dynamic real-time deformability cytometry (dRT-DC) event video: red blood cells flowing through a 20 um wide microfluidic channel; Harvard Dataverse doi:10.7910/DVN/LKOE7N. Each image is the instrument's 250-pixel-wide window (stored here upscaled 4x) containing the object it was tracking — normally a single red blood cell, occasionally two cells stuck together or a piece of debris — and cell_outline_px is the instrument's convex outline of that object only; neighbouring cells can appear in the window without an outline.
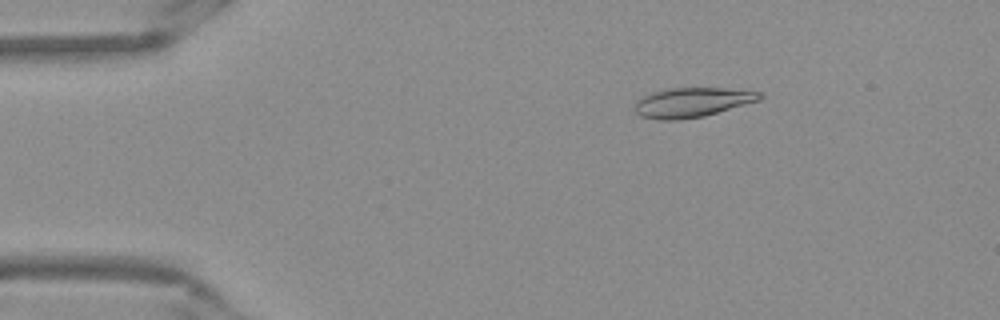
{"species": "Egyptian fruit bat (a non-hibernating species)", "species_latin": "Rousettus aegyptiacus", "temperature_condition": "warm", "stored_images_in_passage": 51, "camera_frame_rate_fps": 3000, "um_per_image_px": 0.085, "frame": {"image": 1, "passage_image": 7, "time_ms": 2.0, "image_size_px": [1000, 320], "cell_outline_px": [[764, 96], [760, 100], [704, 116], [680, 120], [660, 120], [640, 116], [632, 108], [636, 100], [652, 92], [668, 88], [724, 88], [764, 92]], "centroid_in_image_um": [58.81, 8.7], "position_along_channel_um": 26.2, "area_um2": 21.73}}
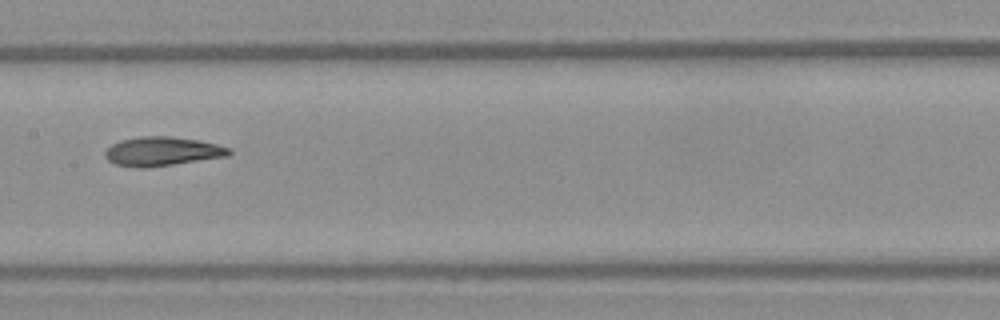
{"frame": {"image": 2, "passage_image": 25, "time_ms": 8.0, "image_size_px": [1000, 320], "cell_outline_px": [[232, 152], [228, 156], [144, 168], [136, 168], [116, 164], [108, 160], [104, 156], [104, 152], [112, 144], [120, 140], [140, 136], [168, 136], [200, 140], [232, 148]], "centroid_in_image_um": [13.78, 12.86], "position_along_channel_um": 193.6, "area_um2": 20.98}}
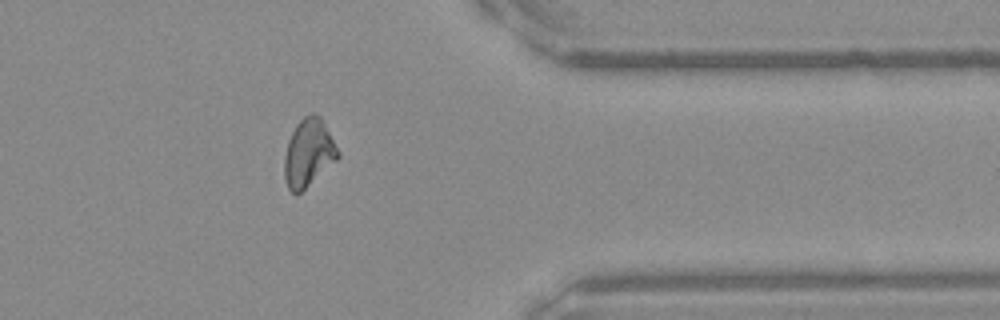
{"frame": {"image": 3, "passage_image": 41, "time_ms": 13.333, "image_size_px": [1000, 320], "cell_outline_px": [[340, 156], [336, 160], [296, 196], [288, 188], [284, 176], [284, 156], [288, 140], [296, 124], [304, 116], [312, 112], [316, 112], [324, 120], [340, 152]], "centroid_in_image_um": [26.23, 12.95], "position_along_channel_um": 385.2, "area_um2": 21.27}, "authors_computed_cell_mechanics": {"area_um2": 20.9814, "velocity_mm_per_s": 3.8795, "shape_relaxation_time_tau1_ms": 9.4798, "shape_relaxation_time_tau2_ms": 2.0275, "deformation_change_tau1": 0.2708, "deformation_change_tau2": 0.0887}}